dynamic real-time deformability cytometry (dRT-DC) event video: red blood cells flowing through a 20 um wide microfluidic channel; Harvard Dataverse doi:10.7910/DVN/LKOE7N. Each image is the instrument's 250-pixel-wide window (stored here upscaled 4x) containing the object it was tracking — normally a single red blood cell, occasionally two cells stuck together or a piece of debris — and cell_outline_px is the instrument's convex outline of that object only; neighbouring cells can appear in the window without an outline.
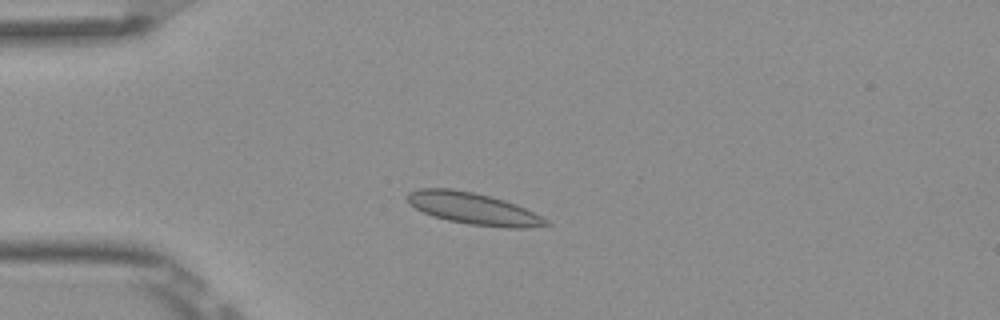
{"species": "Egyptian fruit bat (a non-hibernating species)", "species_latin": "Rousettus aegyptiacus", "temperature_condition": "room temperature", "stored_images_in_passage": 3, "camera_frame_rate_fps": 3000, "um_per_image_px": 0.085, "frame": {"image": 1, "passage_image": 1, "time_ms": 0.0, "image_size_px": [1000, 320], "cell_outline_px": [[552, 224], [528, 228], [508, 228], [468, 224], [448, 220], [432, 216], [408, 204], [404, 196], [408, 192], [420, 188], [452, 188], [476, 192], [504, 200], [516, 204], [548, 220]], "centroid_in_image_um": [40.19, 17.72], "position_along_channel_um": 44.8, "area_um2": 25.84}}
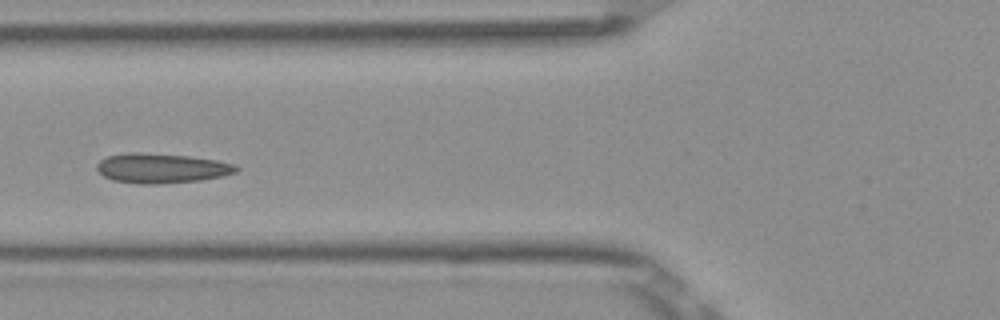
{"frame": {"image": 2, "passage_image": 3, "time_ms": 0.667, "image_size_px": [1000, 320], "cell_outline_px": [[240, 168], [236, 172], [224, 176], [200, 180], [156, 184], [140, 184], [112, 180], [104, 176], [96, 168], [96, 164], [100, 160], [108, 156], [132, 152], [136, 152], [188, 156], [216, 160], [236, 164]], "centroid_in_image_um": [13.75, 14.3], "position_along_channel_um": 112.1, "area_um2": 24.1}}